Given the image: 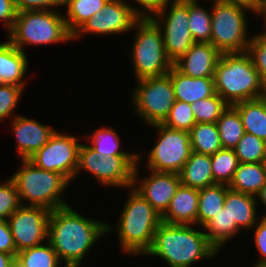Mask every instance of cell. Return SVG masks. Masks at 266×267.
Masks as SVG:
<instances>
[{"label": "cell", "mask_w": 266, "mask_h": 267, "mask_svg": "<svg viewBox=\"0 0 266 267\" xmlns=\"http://www.w3.org/2000/svg\"><path fill=\"white\" fill-rule=\"evenodd\" d=\"M192 226L161 222L144 256H157L170 267H190L198 260L216 257L219 252L209 243L205 232Z\"/></svg>", "instance_id": "obj_2"}, {"label": "cell", "mask_w": 266, "mask_h": 267, "mask_svg": "<svg viewBox=\"0 0 266 267\" xmlns=\"http://www.w3.org/2000/svg\"><path fill=\"white\" fill-rule=\"evenodd\" d=\"M256 201L259 200L263 203V206L266 207V184L259 190V192L255 195ZM259 198V199H257ZM263 216L266 217V214Z\"/></svg>", "instance_id": "obj_48"}, {"label": "cell", "mask_w": 266, "mask_h": 267, "mask_svg": "<svg viewBox=\"0 0 266 267\" xmlns=\"http://www.w3.org/2000/svg\"><path fill=\"white\" fill-rule=\"evenodd\" d=\"M153 127L158 131L159 139L148 153V170L179 174L192 152L190 133L169 128L164 124H156Z\"/></svg>", "instance_id": "obj_12"}, {"label": "cell", "mask_w": 266, "mask_h": 267, "mask_svg": "<svg viewBox=\"0 0 266 267\" xmlns=\"http://www.w3.org/2000/svg\"><path fill=\"white\" fill-rule=\"evenodd\" d=\"M240 115L244 132L266 142V96L233 105Z\"/></svg>", "instance_id": "obj_24"}, {"label": "cell", "mask_w": 266, "mask_h": 267, "mask_svg": "<svg viewBox=\"0 0 266 267\" xmlns=\"http://www.w3.org/2000/svg\"><path fill=\"white\" fill-rule=\"evenodd\" d=\"M169 0H135L140 5V17H152L158 12ZM144 9V10H143ZM147 11V12H146ZM149 12V13H148Z\"/></svg>", "instance_id": "obj_45"}, {"label": "cell", "mask_w": 266, "mask_h": 267, "mask_svg": "<svg viewBox=\"0 0 266 267\" xmlns=\"http://www.w3.org/2000/svg\"><path fill=\"white\" fill-rule=\"evenodd\" d=\"M21 168L10 178L14 182L21 205L38 206L53 211L69 205L62 193L71 183L65 176L36 167L29 160H21ZM28 200L26 204L22 201Z\"/></svg>", "instance_id": "obj_5"}, {"label": "cell", "mask_w": 266, "mask_h": 267, "mask_svg": "<svg viewBox=\"0 0 266 267\" xmlns=\"http://www.w3.org/2000/svg\"><path fill=\"white\" fill-rule=\"evenodd\" d=\"M124 0H108L100 12L88 19L73 35L72 40L80 39L83 34H124L133 30L141 18L140 8Z\"/></svg>", "instance_id": "obj_14"}, {"label": "cell", "mask_w": 266, "mask_h": 267, "mask_svg": "<svg viewBox=\"0 0 266 267\" xmlns=\"http://www.w3.org/2000/svg\"><path fill=\"white\" fill-rule=\"evenodd\" d=\"M167 75L171 78L176 100L193 104L216 93L214 77L192 78L182 74L174 66Z\"/></svg>", "instance_id": "obj_20"}, {"label": "cell", "mask_w": 266, "mask_h": 267, "mask_svg": "<svg viewBox=\"0 0 266 267\" xmlns=\"http://www.w3.org/2000/svg\"><path fill=\"white\" fill-rule=\"evenodd\" d=\"M54 10H26L17 12L8 41L25 52V45L57 44L72 41L64 15Z\"/></svg>", "instance_id": "obj_6"}, {"label": "cell", "mask_w": 266, "mask_h": 267, "mask_svg": "<svg viewBox=\"0 0 266 267\" xmlns=\"http://www.w3.org/2000/svg\"><path fill=\"white\" fill-rule=\"evenodd\" d=\"M137 81L132 93L135 113L146 125L163 124L176 101L171 78L166 74Z\"/></svg>", "instance_id": "obj_9"}, {"label": "cell", "mask_w": 266, "mask_h": 267, "mask_svg": "<svg viewBox=\"0 0 266 267\" xmlns=\"http://www.w3.org/2000/svg\"><path fill=\"white\" fill-rule=\"evenodd\" d=\"M163 124L172 129L189 132L196 124L191 104L176 100Z\"/></svg>", "instance_id": "obj_37"}, {"label": "cell", "mask_w": 266, "mask_h": 267, "mask_svg": "<svg viewBox=\"0 0 266 267\" xmlns=\"http://www.w3.org/2000/svg\"><path fill=\"white\" fill-rule=\"evenodd\" d=\"M50 210L21 205L8 219L17 253L47 241Z\"/></svg>", "instance_id": "obj_15"}, {"label": "cell", "mask_w": 266, "mask_h": 267, "mask_svg": "<svg viewBox=\"0 0 266 267\" xmlns=\"http://www.w3.org/2000/svg\"><path fill=\"white\" fill-rule=\"evenodd\" d=\"M133 30L136 33L130 52L136 80L168 74L173 63L166 55L161 28L151 17H143Z\"/></svg>", "instance_id": "obj_7"}, {"label": "cell", "mask_w": 266, "mask_h": 267, "mask_svg": "<svg viewBox=\"0 0 266 267\" xmlns=\"http://www.w3.org/2000/svg\"><path fill=\"white\" fill-rule=\"evenodd\" d=\"M229 186L215 184L199 189L197 224L203 227L215 214L223 209Z\"/></svg>", "instance_id": "obj_27"}, {"label": "cell", "mask_w": 266, "mask_h": 267, "mask_svg": "<svg viewBox=\"0 0 266 267\" xmlns=\"http://www.w3.org/2000/svg\"><path fill=\"white\" fill-rule=\"evenodd\" d=\"M225 3L240 5L249 9L252 13L257 14L262 6V0H218Z\"/></svg>", "instance_id": "obj_46"}, {"label": "cell", "mask_w": 266, "mask_h": 267, "mask_svg": "<svg viewBox=\"0 0 266 267\" xmlns=\"http://www.w3.org/2000/svg\"><path fill=\"white\" fill-rule=\"evenodd\" d=\"M265 184L264 163H239L229 188L255 196Z\"/></svg>", "instance_id": "obj_25"}, {"label": "cell", "mask_w": 266, "mask_h": 267, "mask_svg": "<svg viewBox=\"0 0 266 267\" xmlns=\"http://www.w3.org/2000/svg\"><path fill=\"white\" fill-rule=\"evenodd\" d=\"M17 12L26 10H52V7H62L64 0H14Z\"/></svg>", "instance_id": "obj_41"}, {"label": "cell", "mask_w": 266, "mask_h": 267, "mask_svg": "<svg viewBox=\"0 0 266 267\" xmlns=\"http://www.w3.org/2000/svg\"><path fill=\"white\" fill-rule=\"evenodd\" d=\"M264 165H265V169H266V158L264 159Z\"/></svg>", "instance_id": "obj_51"}, {"label": "cell", "mask_w": 266, "mask_h": 267, "mask_svg": "<svg viewBox=\"0 0 266 267\" xmlns=\"http://www.w3.org/2000/svg\"><path fill=\"white\" fill-rule=\"evenodd\" d=\"M224 149H234L243 137L244 128L238 110L229 105L216 122Z\"/></svg>", "instance_id": "obj_30"}, {"label": "cell", "mask_w": 266, "mask_h": 267, "mask_svg": "<svg viewBox=\"0 0 266 267\" xmlns=\"http://www.w3.org/2000/svg\"><path fill=\"white\" fill-rule=\"evenodd\" d=\"M151 18L162 30L165 52L172 63L195 43L188 27L189 0H169Z\"/></svg>", "instance_id": "obj_11"}, {"label": "cell", "mask_w": 266, "mask_h": 267, "mask_svg": "<svg viewBox=\"0 0 266 267\" xmlns=\"http://www.w3.org/2000/svg\"><path fill=\"white\" fill-rule=\"evenodd\" d=\"M117 221L119 245L125 254L145 255L150 249L154 233L161 223V215L133 187Z\"/></svg>", "instance_id": "obj_4"}, {"label": "cell", "mask_w": 266, "mask_h": 267, "mask_svg": "<svg viewBox=\"0 0 266 267\" xmlns=\"http://www.w3.org/2000/svg\"><path fill=\"white\" fill-rule=\"evenodd\" d=\"M1 184L0 220H7L21 206V203L16 186L11 178H8V180Z\"/></svg>", "instance_id": "obj_39"}, {"label": "cell", "mask_w": 266, "mask_h": 267, "mask_svg": "<svg viewBox=\"0 0 266 267\" xmlns=\"http://www.w3.org/2000/svg\"><path fill=\"white\" fill-rule=\"evenodd\" d=\"M12 118L11 129L17 141L16 150L21 160H28L41 149L55 133L56 129L41 124L18 113Z\"/></svg>", "instance_id": "obj_17"}, {"label": "cell", "mask_w": 266, "mask_h": 267, "mask_svg": "<svg viewBox=\"0 0 266 267\" xmlns=\"http://www.w3.org/2000/svg\"><path fill=\"white\" fill-rule=\"evenodd\" d=\"M214 84L216 93L231 106L266 96V85L246 52L221 53Z\"/></svg>", "instance_id": "obj_3"}, {"label": "cell", "mask_w": 266, "mask_h": 267, "mask_svg": "<svg viewBox=\"0 0 266 267\" xmlns=\"http://www.w3.org/2000/svg\"><path fill=\"white\" fill-rule=\"evenodd\" d=\"M229 105L217 94L191 104L196 123H216Z\"/></svg>", "instance_id": "obj_36"}, {"label": "cell", "mask_w": 266, "mask_h": 267, "mask_svg": "<svg viewBox=\"0 0 266 267\" xmlns=\"http://www.w3.org/2000/svg\"><path fill=\"white\" fill-rule=\"evenodd\" d=\"M210 43L220 53H245L251 41L247 37L246 7L213 0Z\"/></svg>", "instance_id": "obj_8"}, {"label": "cell", "mask_w": 266, "mask_h": 267, "mask_svg": "<svg viewBox=\"0 0 266 267\" xmlns=\"http://www.w3.org/2000/svg\"><path fill=\"white\" fill-rule=\"evenodd\" d=\"M79 137L55 131L49 141L28 160L36 167L60 173L70 182L78 167Z\"/></svg>", "instance_id": "obj_13"}, {"label": "cell", "mask_w": 266, "mask_h": 267, "mask_svg": "<svg viewBox=\"0 0 266 267\" xmlns=\"http://www.w3.org/2000/svg\"><path fill=\"white\" fill-rule=\"evenodd\" d=\"M91 145H89L97 154L108 156H138L135 152L120 151V138L112 127H101L90 135L85 136Z\"/></svg>", "instance_id": "obj_32"}, {"label": "cell", "mask_w": 266, "mask_h": 267, "mask_svg": "<svg viewBox=\"0 0 266 267\" xmlns=\"http://www.w3.org/2000/svg\"><path fill=\"white\" fill-rule=\"evenodd\" d=\"M23 91L21 86L0 84V122L15 111Z\"/></svg>", "instance_id": "obj_40"}, {"label": "cell", "mask_w": 266, "mask_h": 267, "mask_svg": "<svg viewBox=\"0 0 266 267\" xmlns=\"http://www.w3.org/2000/svg\"><path fill=\"white\" fill-rule=\"evenodd\" d=\"M108 0H64L66 27L73 35L88 19L100 12Z\"/></svg>", "instance_id": "obj_26"}, {"label": "cell", "mask_w": 266, "mask_h": 267, "mask_svg": "<svg viewBox=\"0 0 266 267\" xmlns=\"http://www.w3.org/2000/svg\"><path fill=\"white\" fill-rule=\"evenodd\" d=\"M110 230V224L85 218L66 205L50 211L47 241L64 266L80 267L92 245Z\"/></svg>", "instance_id": "obj_1"}, {"label": "cell", "mask_w": 266, "mask_h": 267, "mask_svg": "<svg viewBox=\"0 0 266 267\" xmlns=\"http://www.w3.org/2000/svg\"><path fill=\"white\" fill-rule=\"evenodd\" d=\"M263 33L251 36V41L247 49L253 65L258 71L261 81L266 85V27Z\"/></svg>", "instance_id": "obj_38"}, {"label": "cell", "mask_w": 266, "mask_h": 267, "mask_svg": "<svg viewBox=\"0 0 266 267\" xmlns=\"http://www.w3.org/2000/svg\"><path fill=\"white\" fill-rule=\"evenodd\" d=\"M28 56L8 40L0 43V84L25 88L23 80L28 69Z\"/></svg>", "instance_id": "obj_22"}, {"label": "cell", "mask_w": 266, "mask_h": 267, "mask_svg": "<svg viewBox=\"0 0 266 267\" xmlns=\"http://www.w3.org/2000/svg\"><path fill=\"white\" fill-rule=\"evenodd\" d=\"M137 162L138 156L104 157L97 154L89 144H81L75 176L82 170L88 171L104 186L128 189L133 185L134 167Z\"/></svg>", "instance_id": "obj_10"}, {"label": "cell", "mask_w": 266, "mask_h": 267, "mask_svg": "<svg viewBox=\"0 0 266 267\" xmlns=\"http://www.w3.org/2000/svg\"><path fill=\"white\" fill-rule=\"evenodd\" d=\"M254 267H266V265H257V264H254Z\"/></svg>", "instance_id": "obj_50"}, {"label": "cell", "mask_w": 266, "mask_h": 267, "mask_svg": "<svg viewBox=\"0 0 266 267\" xmlns=\"http://www.w3.org/2000/svg\"><path fill=\"white\" fill-rule=\"evenodd\" d=\"M258 15H263V19L265 20L264 26L266 27V0H262V6L260 11L257 13Z\"/></svg>", "instance_id": "obj_49"}, {"label": "cell", "mask_w": 266, "mask_h": 267, "mask_svg": "<svg viewBox=\"0 0 266 267\" xmlns=\"http://www.w3.org/2000/svg\"><path fill=\"white\" fill-rule=\"evenodd\" d=\"M221 53L211 43L195 42L190 49L173 63L182 74L192 78L214 77Z\"/></svg>", "instance_id": "obj_18"}, {"label": "cell", "mask_w": 266, "mask_h": 267, "mask_svg": "<svg viewBox=\"0 0 266 267\" xmlns=\"http://www.w3.org/2000/svg\"><path fill=\"white\" fill-rule=\"evenodd\" d=\"M212 175L215 184L228 185L232 182L239 161L234 149L222 148L211 155Z\"/></svg>", "instance_id": "obj_34"}, {"label": "cell", "mask_w": 266, "mask_h": 267, "mask_svg": "<svg viewBox=\"0 0 266 267\" xmlns=\"http://www.w3.org/2000/svg\"><path fill=\"white\" fill-rule=\"evenodd\" d=\"M188 27L194 42L210 43L211 40V12L197 3L189 0Z\"/></svg>", "instance_id": "obj_33"}, {"label": "cell", "mask_w": 266, "mask_h": 267, "mask_svg": "<svg viewBox=\"0 0 266 267\" xmlns=\"http://www.w3.org/2000/svg\"><path fill=\"white\" fill-rule=\"evenodd\" d=\"M0 267H16V256L0 252Z\"/></svg>", "instance_id": "obj_47"}, {"label": "cell", "mask_w": 266, "mask_h": 267, "mask_svg": "<svg viewBox=\"0 0 266 267\" xmlns=\"http://www.w3.org/2000/svg\"><path fill=\"white\" fill-rule=\"evenodd\" d=\"M61 262L48 241L17 253L16 267H60Z\"/></svg>", "instance_id": "obj_31"}, {"label": "cell", "mask_w": 266, "mask_h": 267, "mask_svg": "<svg viewBox=\"0 0 266 267\" xmlns=\"http://www.w3.org/2000/svg\"><path fill=\"white\" fill-rule=\"evenodd\" d=\"M258 203L255 196L228 188L223 209L226 210L231 222H235L241 231H245L252 229L258 221Z\"/></svg>", "instance_id": "obj_21"}, {"label": "cell", "mask_w": 266, "mask_h": 267, "mask_svg": "<svg viewBox=\"0 0 266 267\" xmlns=\"http://www.w3.org/2000/svg\"><path fill=\"white\" fill-rule=\"evenodd\" d=\"M181 185L201 189L215 185L212 175L211 155L191 152L179 173Z\"/></svg>", "instance_id": "obj_23"}, {"label": "cell", "mask_w": 266, "mask_h": 267, "mask_svg": "<svg viewBox=\"0 0 266 267\" xmlns=\"http://www.w3.org/2000/svg\"><path fill=\"white\" fill-rule=\"evenodd\" d=\"M239 163H264L266 142L245 132L234 148Z\"/></svg>", "instance_id": "obj_35"}, {"label": "cell", "mask_w": 266, "mask_h": 267, "mask_svg": "<svg viewBox=\"0 0 266 267\" xmlns=\"http://www.w3.org/2000/svg\"><path fill=\"white\" fill-rule=\"evenodd\" d=\"M141 156L138 153V162L134 167L132 187L138 191L151 206L162 216L168 209L171 199L181 185L180 176L172 172L150 171V175L139 180ZM140 161V162H139ZM140 185H138V183ZM136 184L138 186H136Z\"/></svg>", "instance_id": "obj_16"}, {"label": "cell", "mask_w": 266, "mask_h": 267, "mask_svg": "<svg viewBox=\"0 0 266 267\" xmlns=\"http://www.w3.org/2000/svg\"><path fill=\"white\" fill-rule=\"evenodd\" d=\"M199 189L180 185L161 216L167 224L197 225Z\"/></svg>", "instance_id": "obj_19"}, {"label": "cell", "mask_w": 266, "mask_h": 267, "mask_svg": "<svg viewBox=\"0 0 266 267\" xmlns=\"http://www.w3.org/2000/svg\"><path fill=\"white\" fill-rule=\"evenodd\" d=\"M16 15L14 0H0V20H3L6 30L12 29Z\"/></svg>", "instance_id": "obj_44"}, {"label": "cell", "mask_w": 266, "mask_h": 267, "mask_svg": "<svg viewBox=\"0 0 266 267\" xmlns=\"http://www.w3.org/2000/svg\"><path fill=\"white\" fill-rule=\"evenodd\" d=\"M261 220H258L254 225L255 234L254 241L255 247L260 253V259L255 262L257 265H266V217H260Z\"/></svg>", "instance_id": "obj_42"}, {"label": "cell", "mask_w": 266, "mask_h": 267, "mask_svg": "<svg viewBox=\"0 0 266 267\" xmlns=\"http://www.w3.org/2000/svg\"><path fill=\"white\" fill-rule=\"evenodd\" d=\"M209 243L219 252L226 242L235 237L241 230L231 222L226 210H220L204 226ZM207 231V232H206Z\"/></svg>", "instance_id": "obj_29"}, {"label": "cell", "mask_w": 266, "mask_h": 267, "mask_svg": "<svg viewBox=\"0 0 266 267\" xmlns=\"http://www.w3.org/2000/svg\"><path fill=\"white\" fill-rule=\"evenodd\" d=\"M0 252L17 256V250L7 220H0Z\"/></svg>", "instance_id": "obj_43"}, {"label": "cell", "mask_w": 266, "mask_h": 267, "mask_svg": "<svg viewBox=\"0 0 266 267\" xmlns=\"http://www.w3.org/2000/svg\"><path fill=\"white\" fill-rule=\"evenodd\" d=\"M189 133L192 152L213 155L223 148L216 123H196Z\"/></svg>", "instance_id": "obj_28"}]
</instances>
